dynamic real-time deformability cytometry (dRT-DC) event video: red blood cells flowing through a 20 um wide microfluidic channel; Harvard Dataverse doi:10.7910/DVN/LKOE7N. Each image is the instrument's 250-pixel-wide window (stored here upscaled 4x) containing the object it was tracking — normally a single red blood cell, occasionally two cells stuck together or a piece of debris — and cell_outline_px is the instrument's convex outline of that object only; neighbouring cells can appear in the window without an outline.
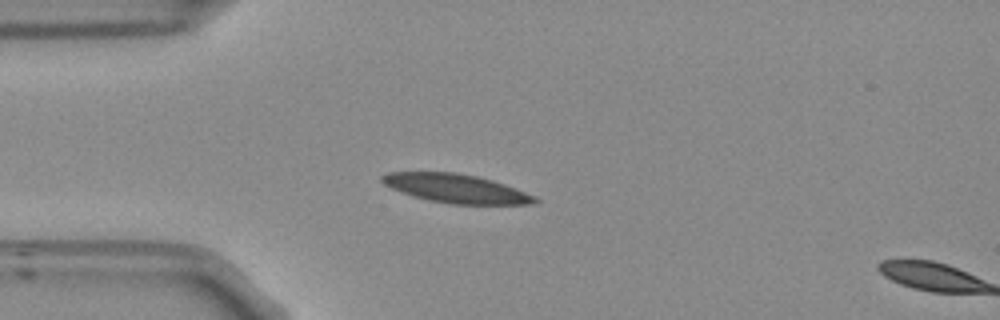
{"species": "Egyptian fruit bat (a non-hibernating species)", "species_latin": "Rousettus aegyptiacus", "temperature_condition": "room temperature", "stored_images_in_passage": 11, "camera_frame_rate_fps": 3000, "um_per_image_px": 0.085, "frame": {"image": 1, "passage_image": 10, "time_ms": 3.0, "image_size_px": [1000, 320], "cell_outline_px": [[540, 200], [536, 204], [452, 204], [428, 200], [412, 196], [392, 188], [384, 184], [380, 180], [380, 176], [388, 172], [456, 172], [476, 176], [492, 180], [504, 184], [524, 192]], "centroid_in_image_um": [38.72, 16.02], "position_along_channel_um": 46.3, "area_um2": 25.43}}